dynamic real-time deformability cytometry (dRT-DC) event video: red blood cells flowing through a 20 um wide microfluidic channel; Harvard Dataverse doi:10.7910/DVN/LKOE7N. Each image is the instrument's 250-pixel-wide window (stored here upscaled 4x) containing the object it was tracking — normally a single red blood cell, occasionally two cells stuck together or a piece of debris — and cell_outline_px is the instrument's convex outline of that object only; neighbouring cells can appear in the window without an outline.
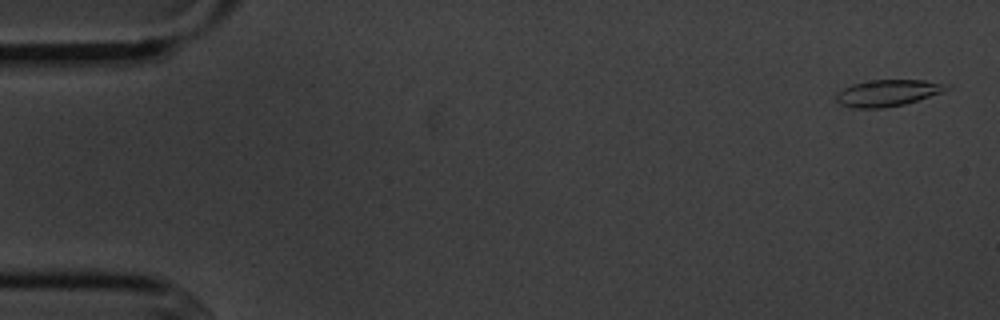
{"species": "common noctule bat (a hibernating species)", "species_latin": "Nyctalus noctula", "temperature_condition": "cold", "stored_images_in_passage": 5, "camera_frame_rate_fps": 3000, "um_per_image_px": 0.085, "animal": {"sex": "male", "body_mass_g": 20.1, "forearm_length_mm": 53.5}, "frame": {"image": 1, "passage_image": 1, "time_ms": 0.0, "image_size_px": [1000, 320], "cell_outline_px": [[948, 88], [944, 92], [904, 104], [884, 108], [852, 108], [840, 104], [836, 100], [836, 96], [844, 88], [852, 84], [872, 80], [924, 80], [940, 84]], "centroid_in_image_um": [75.4, 7.91], "position_along_channel_um": 9.6, "area_um2": 16.7}}
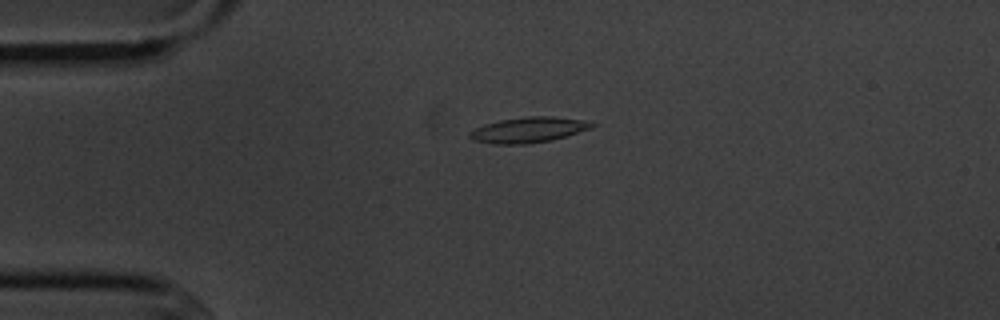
{"frame": {"image": 2, "passage_image": 4, "time_ms": 3.667, "image_size_px": [1000, 320], "cell_outline_px": [[596, 124], [592, 128], [552, 140], [524, 144], [496, 144], [472, 140], [468, 136], [468, 132], [476, 128], [500, 120], [524, 116], [552, 116], [580, 120]], "centroid_in_image_um": [44.89, 11.04], "position_along_channel_um": 40.1, "area_um2": 17.92}}